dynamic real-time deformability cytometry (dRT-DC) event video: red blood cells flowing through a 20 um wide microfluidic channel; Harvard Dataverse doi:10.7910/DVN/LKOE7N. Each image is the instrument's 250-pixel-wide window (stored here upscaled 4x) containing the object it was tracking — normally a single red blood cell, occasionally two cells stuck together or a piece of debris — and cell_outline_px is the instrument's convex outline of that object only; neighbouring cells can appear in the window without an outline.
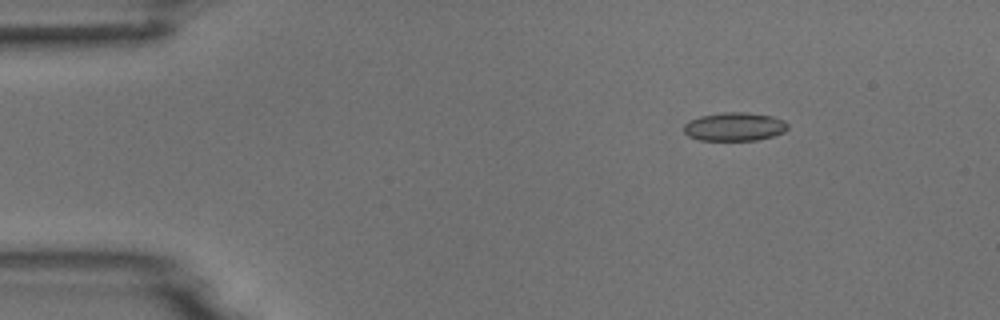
{"species": "common noctule bat (a hibernating species)", "species_latin": "Nyctalus noctula", "temperature_condition": "room temperature", "stored_images_in_passage": 4, "camera_frame_rate_fps": 3000, "um_per_image_px": 0.085, "animal": {"sex": "male", "body_mass_g": 18.8}, "frame": {"image": 1, "passage_image": 2, "time_ms": 2.0, "image_size_px": [1000, 320], "cell_outline_px": [[788, 128], [784, 132], [772, 136], [756, 140], [700, 140], [688, 136], [684, 132], [684, 124], [688, 120], [700, 116], [724, 112], [748, 112], [772, 116], [784, 120], [788, 124]], "centroid_in_image_um": [62.43, 10.76], "position_along_channel_um": 22.6, "area_um2": 17.34}}